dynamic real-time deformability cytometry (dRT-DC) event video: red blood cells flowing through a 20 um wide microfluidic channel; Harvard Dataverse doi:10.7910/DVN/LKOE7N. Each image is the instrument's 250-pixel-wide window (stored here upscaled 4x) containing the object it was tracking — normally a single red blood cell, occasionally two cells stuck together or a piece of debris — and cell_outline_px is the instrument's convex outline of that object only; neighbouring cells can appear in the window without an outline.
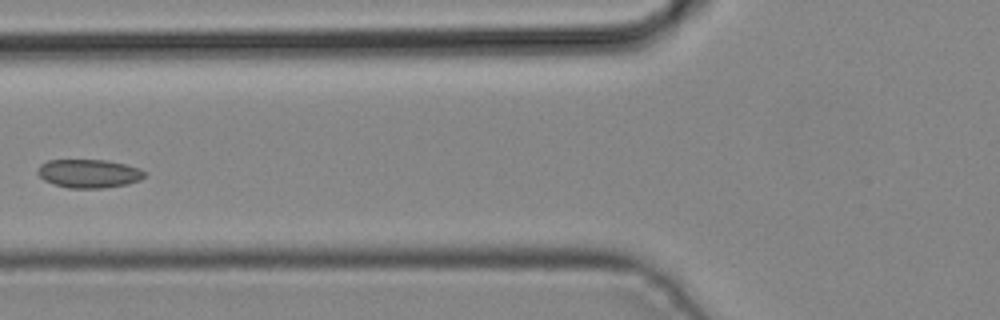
{"species": "common noctule bat (a hibernating species)", "species_latin": "Nyctalus noctula", "temperature_condition": "cold", "stored_images_in_passage": 5, "camera_frame_rate_fps": 3000, "um_per_image_px": 0.085, "animal": {"sex": "male", "body_mass_g": 19.2, "forearm_length_mm": 51.8}, "frame": {"image": 1, "passage_image": 5, "time_ms": 1.333, "image_size_px": [1000, 320], "cell_outline_px": [[148, 172], [140, 180], [128, 184], [104, 188], [68, 188], [44, 180], [36, 172], [40, 164], [48, 160], [108, 160], [140, 168]], "centroid_in_image_um": [7.58, 14.75], "position_along_channel_um": 118.2, "area_um2": 17.86}}